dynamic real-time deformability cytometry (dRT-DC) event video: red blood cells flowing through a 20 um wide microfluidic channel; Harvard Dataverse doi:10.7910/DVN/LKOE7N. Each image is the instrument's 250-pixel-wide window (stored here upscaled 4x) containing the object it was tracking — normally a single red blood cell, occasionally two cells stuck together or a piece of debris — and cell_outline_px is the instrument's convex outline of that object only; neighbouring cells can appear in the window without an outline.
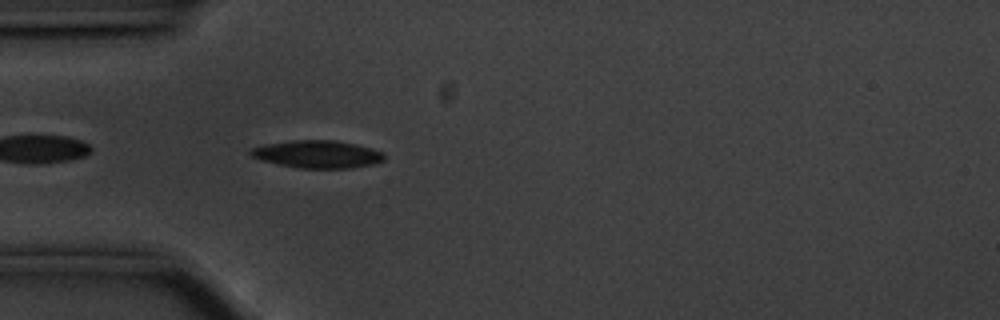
{"species": "common noctule bat (a hibernating species)", "species_latin": "Nyctalus noctula", "temperature_condition": "cold", "stored_images_in_passage": 40, "camera_frame_rate_fps": 3000, "um_per_image_px": 0.085, "animal": {"sex": "male", "body_mass_g": 20.1, "forearm_length_mm": 53.5}, "frame": {"image": 1, "passage_image": 1, "time_ms": 0.0, "image_size_px": [1000, 320], "cell_outline_px": [[384, 160], [372, 164], [352, 168], [300, 168], [260, 160], [252, 156], [248, 152], [252, 148], [264, 144], [292, 140], [336, 140], [356, 144], [372, 148], [384, 152]], "centroid_in_image_um": [26.99, 13.1], "position_along_channel_um": 58.0, "area_um2": 21.5}}
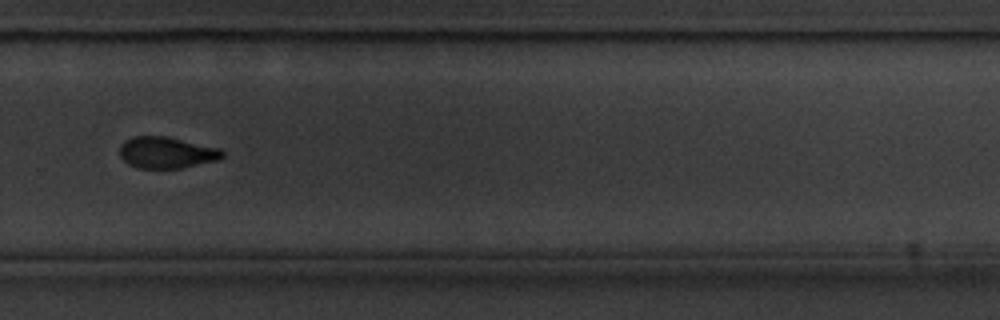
{"frame": {"image": 2, "passage_image": 23, "time_ms": 7.333, "image_size_px": [1000, 320], "cell_outline_px": [[224, 156], [216, 160], [180, 168], [140, 168], [128, 164], [120, 156], [120, 144], [124, 140], [132, 136], [168, 136], [220, 148], [224, 152]], "centroid_in_image_um": [14.14, 12.95], "position_along_channel_um": 315.7, "area_um2": 18.84}}
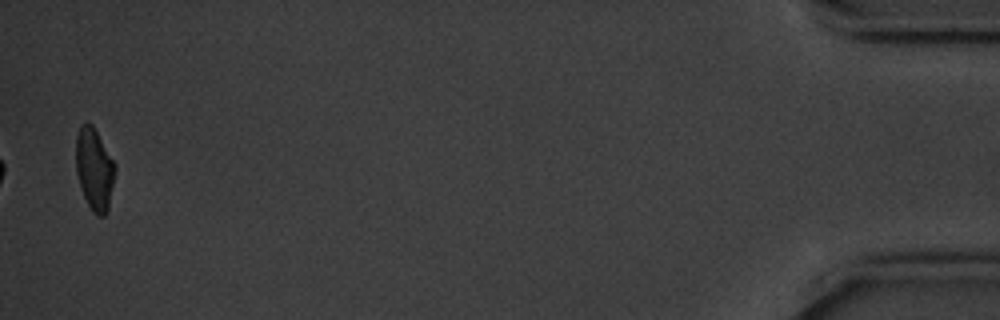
{"frame": {"image": 3, "passage_image": 40, "time_ms": 13.0, "image_size_px": [1000, 320], "cell_outline_px": [[116, 172], [108, 212], [104, 216], [96, 216], [92, 212], [84, 196], [76, 172], [76, 136], [80, 124], [92, 124], [116, 164]], "centroid_in_image_um": [8.04, 14.41], "position_along_channel_um": 427.2, "area_um2": 18.9}, "authors_computed_cell_mechanics": {"area_um2": 19.9699, "velocity_mm_per_s": 3.5536, "shape_relaxation_time_tau1_ms": 3.3241, "shape_relaxation_time_tau2_ms": 4.1683, "deformation_change_tau1": 0.1227, "deformation_change_tau2": 0.0899}}